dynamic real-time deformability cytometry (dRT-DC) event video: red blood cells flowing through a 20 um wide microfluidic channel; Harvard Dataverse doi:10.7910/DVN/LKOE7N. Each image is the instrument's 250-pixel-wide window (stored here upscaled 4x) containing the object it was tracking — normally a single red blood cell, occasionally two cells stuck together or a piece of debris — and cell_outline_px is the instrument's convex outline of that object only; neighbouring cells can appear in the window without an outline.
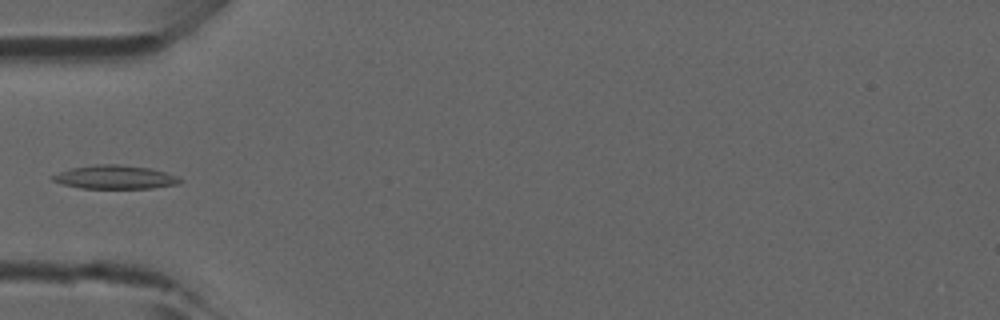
{"species": "common noctule bat (a hibernating species)", "species_latin": "Nyctalus noctula", "temperature_condition": "room temperature", "stored_images_in_passage": 33, "camera_frame_rate_fps": 3000, "um_per_image_px": 0.085, "animal": {"sex": "male", "forearm_length_mm": 52.5}, "frame": {"image": 1, "passage_image": 1, "time_ms": 0.0, "image_size_px": [1000, 320], "cell_outline_px": [[184, 180], [180, 184], [152, 188], [80, 188], [64, 184], [52, 180], [52, 176], [60, 172], [72, 168], [96, 164], [120, 164], [152, 168], [168, 172], [180, 176]], "centroid_in_image_um": [9.89, 15.05], "position_along_channel_um": 75.1, "area_um2": 17.69}}
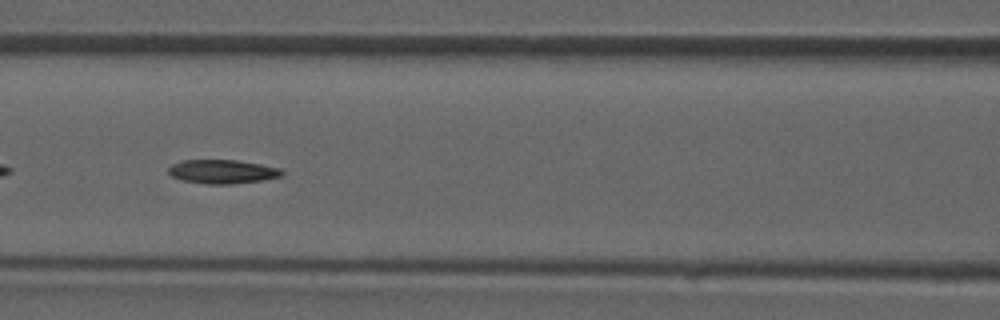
{"frame": {"image": 2, "passage_image": 6, "time_ms": 1.667, "image_size_px": [1000, 320], "cell_outline_px": [[284, 172], [280, 176], [264, 180], [232, 184], [204, 184], [184, 180], [172, 176], [168, 172], [168, 168], [172, 164], [184, 160], [236, 160], [260, 164], [280, 168]], "centroid_in_image_um": [18.91, 14.59], "position_along_channel_um": 147.7, "area_um2": 15.72}}